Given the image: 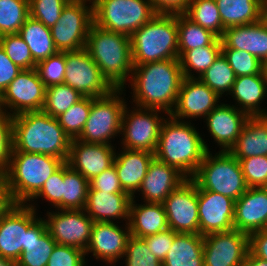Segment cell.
I'll return each mask as SVG.
<instances>
[{
  "mask_svg": "<svg viewBox=\"0 0 267 266\" xmlns=\"http://www.w3.org/2000/svg\"><path fill=\"white\" fill-rule=\"evenodd\" d=\"M183 78L179 59L133 65L129 80L133 101L130 103L170 115Z\"/></svg>",
  "mask_w": 267,
  "mask_h": 266,
  "instance_id": "cell-1",
  "label": "cell"
},
{
  "mask_svg": "<svg viewBox=\"0 0 267 266\" xmlns=\"http://www.w3.org/2000/svg\"><path fill=\"white\" fill-rule=\"evenodd\" d=\"M202 136L194 123L168 115L162 123L154 156L192 179L206 152L211 150Z\"/></svg>",
  "mask_w": 267,
  "mask_h": 266,
  "instance_id": "cell-2",
  "label": "cell"
},
{
  "mask_svg": "<svg viewBox=\"0 0 267 266\" xmlns=\"http://www.w3.org/2000/svg\"><path fill=\"white\" fill-rule=\"evenodd\" d=\"M12 122V152L46 154L67 162L72 140L57 118L43 111H33L12 116Z\"/></svg>",
  "mask_w": 267,
  "mask_h": 266,
  "instance_id": "cell-3",
  "label": "cell"
},
{
  "mask_svg": "<svg viewBox=\"0 0 267 266\" xmlns=\"http://www.w3.org/2000/svg\"><path fill=\"white\" fill-rule=\"evenodd\" d=\"M85 49L115 89H124L133 71L130 37L105 30L94 23L90 27Z\"/></svg>",
  "mask_w": 267,
  "mask_h": 266,
  "instance_id": "cell-4",
  "label": "cell"
},
{
  "mask_svg": "<svg viewBox=\"0 0 267 266\" xmlns=\"http://www.w3.org/2000/svg\"><path fill=\"white\" fill-rule=\"evenodd\" d=\"M130 40L133 65L179 59L177 14L157 13Z\"/></svg>",
  "mask_w": 267,
  "mask_h": 266,
  "instance_id": "cell-5",
  "label": "cell"
},
{
  "mask_svg": "<svg viewBox=\"0 0 267 266\" xmlns=\"http://www.w3.org/2000/svg\"><path fill=\"white\" fill-rule=\"evenodd\" d=\"M63 163L51 155L12 152L6 177L13 203L27 204Z\"/></svg>",
  "mask_w": 267,
  "mask_h": 266,
  "instance_id": "cell-6",
  "label": "cell"
},
{
  "mask_svg": "<svg viewBox=\"0 0 267 266\" xmlns=\"http://www.w3.org/2000/svg\"><path fill=\"white\" fill-rule=\"evenodd\" d=\"M207 151L192 178L202 189L238 200L249 188L239 163L229 151Z\"/></svg>",
  "mask_w": 267,
  "mask_h": 266,
  "instance_id": "cell-7",
  "label": "cell"
},
{
  "mask_svg": "<svg viewBox=\"0 0 267 266\" xmlns=\"http://www.w3.org/2000/svg\"><path fill=\"white\" fill-rule=\"evenodd\" d=\"M123 91L126 89H114L106 96L91 97V110L78 140L113 145L112 140L121 135L122 115L127 104Z\"/></svg>",
  "mask_w": 267,
  "mask_h": 266,
  "instance_id": "cell-8",
  "label": "cell"
},
{
  "mask_svg": "<svg viewBox=\"0 0 267 266\" xmlns=\"http://www.w3.org/2000/svg\"><path fill=\"white\" fill-rule=\"evenodd\" d=\"M92 1L95 25L129 37L157 14L150 0Z\"/></svg>",
  "mask_w": 267,
  "mask_h": 266,
  "instance_id": "cell-9",
  "label": "cell"
},
{
  "mask_svg": "<svg viewBox=\"0 0 267 266\" xmlns=\"http://www.w3.org/2000/svg\"><path fill=\"white\" fill-rule=\"evenodd\" d=\"M126 104L121 125V147L155 153L160 129L168 114L162 110ZM164 113V116L161 114ZM161 114V115H160ZM166 114V115H165Z\"/></svg>",
  "mask_w": 267,
  "mask_h": 266,
  "instance_id": "cell-10",
  "label": "cell"
},
{
  "mask_svg": "<svg viewBox=\"0 0 267 266\" xmlns=\"http://www.w3.org/2000/svg\"><path fill=\"white\" fill-rule=\"evenodd\" d=\"M93 23V1L70 0L63 8L59 20L50 28L57 50L65 52L85 48Z\"/></svg>",
  "mask_w": 267,
  "mask_h": 266,
  "instance_id": "cell-11",
  "label": "cell"
},
{
  "mask_svg": "<svg viewBox=\"0 0 267 266\" xmlns=\"http://www.w3.org/2000/svg\"><path fill=\"white\" fill-rule=\"evenodd\" d=\"M45 95L46 86L37 70L23 69L0 95V111L10 116L42 111Z\"/></svg>",
  "mask_w": 267,
  "mask_h": 266,
  "instance_id": "cell-12",
  "label": "cell"
},
{
  "mask_svg": "<svg viewBox=\"0 0 267 266\" xmlns=\"http://www.w3.org/2000/svg\"><path fill=\"white\" fill-rule=\"evenodd\" d=\"M65 58L64 84L69 85L84 97H103L115 89L102 75L85 48L65 51Z\"/></svg>",
  "mask_w": 267,
  "mask_h": 266,
  "instance_id": "cell-13",
  "label": "cell"
},
{
  "mask_svg": "<svg viewBox=\"0 0 267 266\" xmlns=\"http://www.w3.org/2000/svg\"><path fill=\"white\" fill-rule=\"evenodd\" d=\"M27 204H13L0 214V257L17 261L28 245L29 227L39 218Z\"/></svg>",
  "mask_w": 267,
  "mask_h": 266,
  "instance_id": "cell-14",
  "label": "cell"
},
{
  "mask_svg": "<svg viewBox=\"0 0 267 266\" xmlns=\"http://www.w3.org/2000/svg\"><path fill=\"white\" fill-rule=\"evenodd\" d=\"M53 210L47 211L43 217L50 236L58 245L72 246L85 251L91 238L94 221L84 209Z\"/></svg>",
  "mask_w": 267,
  "mask_h": 266,
  "instance_id": "cell-15",
  "label": "cell"
},
{
  "mask_svg": "<svg viewBox=\"0 0 267 266\" xmlns=\"http://www.w3.org/2000/svg\"><path fill=\"white\" fill-rule=\"evenodd\" d=\"M168 227L176 233L199 234L197 183L187 179L163 203Z\"/></svg>",
  "mask_w": 267,
  "mask_h": 266,
  "instance_id": "cell-16",
  "label": "cell"
},
{
  "mask_svg": "<svg viewBox=\"0 0 267 266\" xmlns=\"http://www.w3.org/2000/svg\"><path fill=\"white\" fill-rule=\"evenodd\" d=\"M204 237V266H243L249 251V235L236 229Z\"/></svg>",
  "mask_w": 267,
  "mask_h": 266,
  "instance_id": "cell-17",
  "label": "cell"
},
{
  "mask_svg": "<svg viewBox=\"0 0 267 266\" xmlns=\"http://www.w3.org/2000/svg\"><path fill=\"white\" fill-rule=\"evenodd\" d=\"M220 96L199 78H183L170 116L180 121L205 118L221 103ZM186 119V120H185Z\"/></svg>",
  "mask_w": 267,
  "mask_h": 266,
  "instance_id": "cell-18",
  "label": "cell"
},
{
  "mask_svg": "<svg viewBox=\"0 0 267 266\" xmlns=\"http://www.w3.org/2000/svg\"><path fill=\"white\" fill-rule=\"evenodd\" d=\"M118 223L121 222H94L85 255L92 253L97 261L109 266L122 260L131 232L128 223L124 227Z\"/></svg>",
  "mask_w": 267,
  "mask_h": 266,
  "instance_id": "cell-19",
  "label": "cell"
},
{
  "mask_svg": "<svg viewBox=\"0 0 267 266\" xmlns=\"http://www.w3.org/2000/svg\"><path fill=\"white\" fill-rule=\"evenodd\" d=\"M199 210V234L205 236L215 232L234 229L235 201L220 193L202 189L197 184Z\"/></svg>",
  "mask_w": 267,
  "mask_h": 266,
  "instance_id": "cell-20",
  "label": "cell"
},
{
  "mask_svg": "<svg viewBox=\"0 0 267 266\" xmlns=\"http://www.w3.org/2000/svg\"><path fill=\"white\" fill-rule=\"evenodd\" d=\"M115 153V145L85 143L73 139L67 163L90 181L113 165Z\"/></svg>",
  "mask_w": 267,
  "mask_h": 266,
  "instance_id": "cell-21",
  "label": "cell"
},
{
  "mask_svg": "<svg viewBox=\"0 0 267 266\" xmlns=\"http://www.w3.org/2000/svg\"><path fill=\"white\" fill-rule=\"evenodd\" d=\"M250 116L237 109L233 104L221 102L203 120L207 131L213 138L219 151H229L239 137Z\"/></svg>",
  "mask_w": 267,
  "mask_h": 266,
  "instance_id": "cell-22",
  "label": "cell"
},
{
  "mask_svg": "<svg viewBox=\"0 0 267 266\" xmlns=\"http://www.w3.org/2000/svg\"><path fill=\"white\" fill-rule=\"evenodd\" d=\"M186 180L187 178L175 167L154 157L149 163L146 176L137 193L142 196L143 202L163 204L165 199Z\"/></svg>",
  "mask_w": 267,
  "mask_h": 266,
  "instance_id": "cell-23",
  "label": "cell"
},
{
  "mask_svg": "<svg viewBox=\"0 0 267 266\" xmlns=\"http://www.w3.org/2000/svg\"><path fill=\"white\" fill-rule=\"evenodd\" d=\"M233 224L248 235L267 229V187L248 188L235 201Z\"/></svg>",
  "mask_w": 267,
  "mask_h": 266,
  "instance_id": "cell-24",
  "label": "cell"
},
{
  "mask_svg": "<svg viewBox=\"0 0 267 266\" xmlns=\"http://www.w3.org/2000/svg\"><path fill=\"white\" fill-rule=\"evenodd\" d=\"M221 41L222 49L247 51L263 65L267 63V24L263 19L249 25L226 28Z\"/></svg>",
  "mask_w": 267,
  "mask_h": 266,
  "instance_id": "cell-25",
  "label": "cell"
},
{
  "mask_svg": "<svg viewBox=\"0 0 267 266\" xmlns=\"http://www.w3.org/2000/svg\"><path fill=\"white\" fill-rule=\"evenodd\" d=\"M229 95L236 103L234 106L250 117L267 116L266 107L264 109L261 105L267 97L266 71L261 74L236 77Z\"/></svg>",
  "mask_w": 267,
  "mask_h": 266,
  "instance_id": "cell-26",
  "label": "cell"
},
{
  "mask_svg": "<svg viewBox=\"0 0 267 266\" xmlns=\"http://www.w3.org/2000/svg\"><path fill=\"white\" fill-rule=\"evenodd\" d=\"M131 199L128 193L108 194L105 191L88 190L84 210L94 222H118L121 219L126 224Z\"/></svg>",
  "mask_w": 267,
  "mask_h": 266,
  "instance_id": "cell-27",
  "label": "cell"
},
{
  "mask_svg": "<svg viewBox=\"0 0 267 266\" xmlns=\"http://www.w3.org/2000/svg\"><path fill=\"white\" fill-rule=\"evenodd\" d=\"M154 153L147 151L129 150L122 148L115 153L114 167L120 180L123 191L135 197ZM136 193V194H135Z\"/></svg>",
  "mask_w": 267,
  "mask_h": 266,
  "instance_id": "cell-28",
  "label": "cell"
},
{
  "mask_svg": "<svg viewBox=\"0 0 267 266\" xmlns=\"http://www.w3.org/2000/svg\"><path fill=\"white\" fill-rule=\"evenodd\" d=\"M132 197L129 207L128 225L132 236L145 238L167 230L168 222L163 204L136 203Z\"/></svg>",
  "mask_w": 267,
  "mask_h": 266,
  "instance_id": "cell-29",
  "label": "cell"
},
{
  "mask_svg": "<svg viewBox=\"0 0 267 266\" xmlns=\"http://www.w3.org/2000/svg\"><path fill=\"white\" fill-rule=\"evenodd\" d=\"M229 152L237 159L267 156V116L250 117Z\"/></svg>",
  "mask_w": 267,
  "mask_h": 266,
  "instance_id": "cell-30",
  "label": "cell"
},
{
  "mask_svg": "<svg viewBox=\"0 0 267 266\" xmlns=\"http://www.w3.org/2000/svg\"><path fill=\"white\" fill-rule=\"evenodd\" d=\"M39 218L29 227L28 245L22 250L17 266H47L48 259L57 244L47 231L44 218Z\"/></svg>",
  "mask_w": 267,
  "mask_h": 266,
  "instance_id": "cell-31",
  "label": "cell"
},
{
  "mask_svg": "<svg viewBox=\"0 0 267 266\" xmlns=\"http://www.w3.org/2000/svg\"><path fill=\"white\" fill-rule=\"evenodd\" d=\"M204 237L200 234L178 233L162 266H204Z\"/></svg>",
  "mask_w": 267,
  "mask_h": 266,
  "instance_id": "cell-32",
  "label": "cell"
},
{
  "mask_svg": "<svg viewBox=\"0 0 267 266\" xmlns=\"http://www.w3.org/2000/svg\"><path fill=\"white\" fill-rule=\"evenodd\" d=\"M223 27L249 25L262 19L263 0H215Z\"/></svg>",
  "mask_w": 267,
  "mask_h": 266,
  "instance_id": "cell-33",
  "label": "cell"
},
{
  "mask_svg": "<svg viewBox=\"0 0 267 266\" xmlns=\"http://www.w3.org/2000/svg\"><path fill=\"white\" fill-rule=\"evenodd\" d=\"M29 46L33 60L38 63L59 52L51 30L42 22L28 17L18 33Z\"/></svg>",
  "mask_w": 267,
  "mask_h": 266,
  "instance_id": "cell-34",
  "label": "cell"
},
{
  "mask_svg": "<svg viewBox=\"0 0 267 266\" xmlns=\"http://www.w3.org/2000/svg\"><path fill=\"white\" fill-rule=\"evenodd\" d=\"M221 52V38H217L211 45L185 51L179 57L183 77L199 78L214 63Z\"/></svg>",
  "mask_w": 267,
  "mask_h": 266,
  "instance_id": "cell-35",
  "label": "cell"
},
{
  "mask_svg": "<svg viewBox=\"0 0 267 266\" xmlns=\"http://www.w3.org/2000/svg\"><path fill=\"white\" fill-rule=\"evenodd\" d=\"M89 181L64 162V183H62V209H84L87 201Z\"/></svg>",
  "mask_w": 267,
  "mask_h": 266,
  "instance_id": "cell-36",
  "label": "cell"
},
{
  "mask_svg": "<svg viewBox=\"0 0 267 266\" xmlns=\"http://www.w3.org/2000/svg\"><path fill=\"white\" fill-rule=\"evenodd\" d=\"M178 55L188 50L211 45L218 37L194 23L184 13L177 14Z\"/></svg>",
  "mask_w": 267,
  "mask_h": 266,
  "instance_id": "cell-37",
  "label": "cell"
},
{
  "mask_svg": "<svg viewBox=\"0 0 267 266\" xmlns=\"http://www.w3.org/2000/svg\"><path fill=\"white\" fill-rule=\"evenodd\" d=\"M184 14L194 23L211 31L218 38L222 37L225 28L215 0H190Z\"/></svg>",
  "mask_w": 267,
  "mask_h": 266,
  "instance_id": "cell-38",
  "label": "cell"
},
{
  "mask_svg": "<svg viewBox=\"0 0 267 266\" xmlns=\"http://www.w3.org/2000/svg\"><path fill=\"white\" fill-rule=\"evenodd\" d=\"M199 79L222 98L231 93L236 75L221 52Z\"/></svg>",
  "mask_w": 267,
  "mask_h": 266,
  "instance_id": "cell-39",
  "label": "cell"
},
{
  "mask_svg": "<svg viewBox=\"0 0 267 266\" xmlns=\"http://www.w3.org/2000/svg\"><path fill=\"white\" fill-rule=\"evenodd\" d=\"M84 96L66 84H55L46 87L45 103L42 111L51 117H58Z\"/></svg>",
  "mask_w": 267,
  "mask_h": 266,
  "instance_id": "cell-40",
  "label": "cell"
},
{
  "mask_svg": "<svg viewBox=\"0 0 267 266\" xmlns=\"http://www.w3.org/2000/svg\"><path fill=\"white\" fill-rule=\"evenodd\" d=\"M29 17V0H0V37L19 33Z\"/></svg>",
  "mask_w": 267,
  "mask_h": 266,
  "instance_id": "cell-41",
  "label": "cell"
},
{
  "mask_svg": "<svg viewBox=\"0 0 267 266\" xmlns=\"http://www.w3.org/2000/svg\"><path fill=\"white\" fill-rule=\"evenodd\" d=\"M90 110L91 97H84L79 102L72 105L66 112L56 117L60 126L71 140L77 139L80 136Z\"/></svg>",
  "mask_w": 267,
  "mask_h": 266,
  "instance_id": "cell-42",
  "label": "cell"
},
{
  "mask_svg": "<svg viewBox=\"0 0 267 266\" xmlns=\"http://www.w3.org/2000/svg\"><path fill=\"white\" fill-rule=\"evenodd\" d=\"M0 45L8 58L21 69L36 68L37 63L33 60L29 46L18 33L1 36Z\"/></svg>",
  "mask_w": 267,
  "mask_h": 266,
  "instance_id": "cell-43",
  "label": "cell"
},
{
  "mask_svg": "<svg viewBox=\"0 0 267 266\" xmlns=\"http://www.w3.org/2000/svg\"><path fill=\"white\" fill-rule=\"evenodd\" d=\"M62 183H64V163L46 180L41 190L27 203L37 212V199L42 197L55 209H62ZM36 200V201H35ZM35 201V202H34Z\"/></svg>",
  "mask_w": 267,
  "mask_h": 266,
  "instance_id": "cell-44",
  "label": "cell"
},
{
  "mask_svg": "<svg viewBox=\"0 0 267 266\" xmlns=\"http://www.w3.org/2000/svg\"><path fill=\"white\" fill-rule=\"evenodd\" d=\"M222 53L228 60L236 77L261 74L265 70V65L247 51L222 49Z\"/></svg>",
  "mask_w": 267,
  "mask_h": 266,
  "instance_id": "cell-45",
  "label": "cell"
},
{
  "mask_svg": "<svg viewBox=\"0 0 267 266\" xmlns=\"http://www.w3.org/2000/svg\"><path fill=\"white\" fill-rule=\"evenodd\" d=\"M46 87L63 84L66 73L65 52H57L36 64L35 68Z\"/></svg>",
  "mask_w": 267,
  "mask_h": 266,
  "instance_id": "cell-46",
  "label": "cell"
},
{
  "mask_svg": "<svg viewBox=\"0 0 267 266\" xmlns=\"http://www.w3.org/2000/svg\"><path fill=\"white\" fill-rule=\"evenodd\" d=\"M125 266H162V262L151 253L142 238L130 236L125 254Z\"/></svg>",
  "mask_w": 267,
  "mask_h": 266,
  "instance_id": "cell-47",
  "label": "cell"
},
{
  "mask_svg": "<svg viewBox=\"0 0 267 266\" xmlns=\"http://www.w3.org/2000/svg\"><path fill=\"white\" fill-rule=\"evenodd\" d=\"M70 0H29V16L51 28Z\"/></svg>",
  "mask_w": 267,
  "mask_h": 266,
  "instance_id": "cell-48",
  "label": "cell"
},
{
  "mask_svg": "<svg viewBox=\"0 0 267 266\" xmlns=\"http://www.w3.org/2000/svg\"><path fill=\"white\" fill-rule=\"evenodd\" d=\"M249 188L267 187V156L238 159Z\"/></svg>",
  "mask_w": 267,
  "mask_h": 266,
  "instance_id": "cell-49",
  "label": "cell"
},
{
  "mask_svg": "<svg viewBox=\"0 0 267 266\" xmlns=\"http://www.w3.org/2000/svg\"><path fill=\"white\" fill-rule=\"evenodd\" d=\"M13 150L12 116L0 111V173L6 174Z\"/></svg>",
  "mask_w": 267,
  "mask_h": 266,
  "instance_id": "cell-50",
  "label": "cell"
},
{
  "mask_svg": "<svg viewBox=\"0 0 267 266\" xmlns=\"http://www.w3.org/2000/svg\"><path fill=\"white\" fill-rule=\"evenodd\" d=\"M85 257V251L79 248L56 244L47 266H88Z\"/></svg>",
  "mask_w": 267,
  "mask_h": 266,
  "instance_id": "cell-51",
  "label": "cell"
},
{
  "mask_svg": "<svg viewBox=\"0 0 267 266\" xmlns=\"http://www.w3.org/2000/svg\"><path fill=\"white\" fill-rule=\"evenodd\" d=\"M177 234L178 233L168 228L165 231L158 232L155 235H150L142 239L146 242L151 253L163 262L168 250L171 248L174 237Z\"/></svg>",
  "mask_w": 267,
  "mask_h": 266,
  "instance_id": "cell-52",
  "label": "cell"
},
{
  "mask_svg": "<svg viewBox=\"0 0 267 266\" xmlns=\"http://www.w3.org/2000/svg\"><path fill=\"white\" fill-rule=\"evenodd\" d=\"M89 190L109 193H126L123 191L114 164L89 181Z\"/></svg>",
  "mask_w": 267,
  "mask_h": 266,
  "instance_id": "cell-53",
  "label": "cell"
},
{
  "mask_svg": "<svg viewBox=\"0 0 267 266\" xmlns=\"http://www.w3.org/2000/svg\"><path fill=\"white\" fill-rule=\"evenodd\" d=\"M22 70L8 58L0 45V95Z\"/></svg>",
  "mask_w": 267,
  "mask_h": 266,
  "instance_id": "cell-54",
  "label": "cell"
},
{
  "mask_svg": "<svg viewBox=\"0 0 267 266\" xmlns=\"http://www.w3.org/2000/svg\"><path fill=\"white\" fill-rule=\"evenodd\" d=\"M157 13L182 14L185 13L190 0H150Z\"/></svg>",
  "mask_w": 267,
  "mask_h": 266,
  "instance_id": "cell-55",
  "label": "cell"
},
{
  "mask_svg": "<svg viewBox=\"0 0 267 266\" xmlns=\"http://www.w3.org/2000/svg\"><path fill=\"white\" fill-rule=\"evenodd\" d=\"M249 251L254 256L267 261V229L249 235Z\"/></svg>",
  "mask_w": 267,
  "mask_h": 266,
  "instance_id": "cell-56",
  "label": "cell"
},
{
  "mask_svg": "<svg viewBox=\"0 0 267 266\" xmlns=\"http://www.w3.org/2000/svg\"><path fill=\"white\" fill-rule=\"evenodd\" d=\"M13 204L6 174L0 173V214L8 210Z\"/></svg>",
  "mask_w": 267,
  "mask_h": 266,
  "instance_id": "cell-57",
  "label": "cell"
},
{
  "mask_svg": "<svg viewBox=\"0 0 267 266\" xmlns=\"http://www.w3.org/2000/svg\"><path fill=\"white\" fill-rule=\"evenodd\" d=\"M243 266H267V261L254 256L250 251H248L244 259Z\"/></svg>",
  "mask_w": 267,
  "mask_h": 266,
  "instance_id": "cell-58",
  "label": "cell"
},
{
  "mask_svg": "<svg viewBox=\"0 0 267 266\" xmlns=\"http://www.w3.org/2000/svg\"><path fill=\"white\" fill-rule=\"evenodd\" d=\"M0 266H17L15 261L0 257Z\"/></svg>",
  "mask_w": 267,
  "mask_h": 266,
  "instance_id": "cell-59",
  "label": "cell"
},
{
  "mask_svg": "<svg viewBox=\"0 0 267 266\" xmlns=\"http://www.w3.org/2000/svg\"><path fill=\"white\" fill-rule=\"evenodd\" d=\"M262 19L267 24V0H263V13H262Z\"/></svg>",
  "mask_w": 267,
  "mask_h": 266,
  "instance_id": "cell-60",
  "label": "cell"
},
{
  "mask_svg": "<svg viewBox=\"0 0 267 266\" xmlns=\"http://www.w3.org/2000/svg\"><path fill=\"white\" fill-rule=\"evenodd\" d=\"M264 69H265L266 74H267V63L265 64V68Z\"/></svg>",
  "mask_w": 267,
  "mask_h": 266,
  "instance_id": "cell-61",
  "label": "cell"
}]
</instances>
